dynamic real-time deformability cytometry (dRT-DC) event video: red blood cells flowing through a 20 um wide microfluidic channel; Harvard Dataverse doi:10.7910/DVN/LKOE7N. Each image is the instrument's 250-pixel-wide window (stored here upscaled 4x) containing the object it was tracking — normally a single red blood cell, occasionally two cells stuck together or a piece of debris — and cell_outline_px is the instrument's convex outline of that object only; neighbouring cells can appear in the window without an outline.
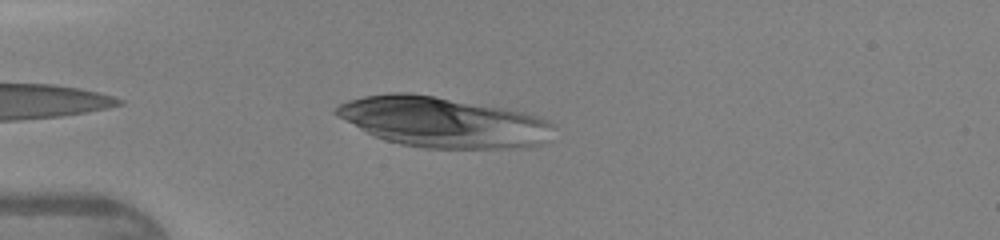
{"species": "human", "species_latin": "Homo sapiens", "temperature_condition": "warm", "stored_images_in_passage": 31, "camera_frame_rate_fps": 3000, "um_per_image_px": 0.085, "donor": {"sex": "female"}, "frame": {"image": 1, "passage_image": 3, "time_ms": 0.667, "image_size_px": [1000, 240], "cell_outline_px": [[556, 128], [548, 140], [544, 144], [528, 148], [424, 148], [400, 144], [376, 136], [336, 116], [332, 112], [340, 104], [348, 100], [364, 96], [392, 92], [408, 92], [504, 108], [524, 112], [540, 116], [556, 124]], "centroid_in_image_um": [37.74, 10.39], "position_along_channel_um": 47.3, "area_um2": 63.81}}
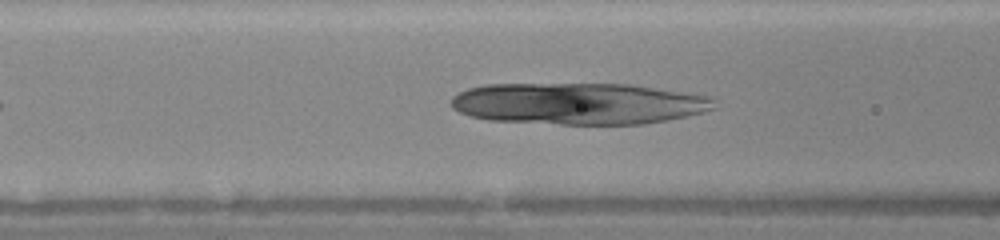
{"frame": {"image": 2, "passage_image": 9, "time_ms": 2.667, "image_size_px": [1000, 240], "cell_outline_px": [[716, 108], [704, 112], [688, 116], [668, 120], [644, 124], [560, 124], [488, 120], [468, 116], [452, 108], [448, 104], [448, 100], [452, 96], [468, 88], [484, 84], [628, 84], [716, 96]], "centroid_in_image_um": [49.2, 8.8], "position_along_channel_um": 117.4, "area_um2": 64.68}}